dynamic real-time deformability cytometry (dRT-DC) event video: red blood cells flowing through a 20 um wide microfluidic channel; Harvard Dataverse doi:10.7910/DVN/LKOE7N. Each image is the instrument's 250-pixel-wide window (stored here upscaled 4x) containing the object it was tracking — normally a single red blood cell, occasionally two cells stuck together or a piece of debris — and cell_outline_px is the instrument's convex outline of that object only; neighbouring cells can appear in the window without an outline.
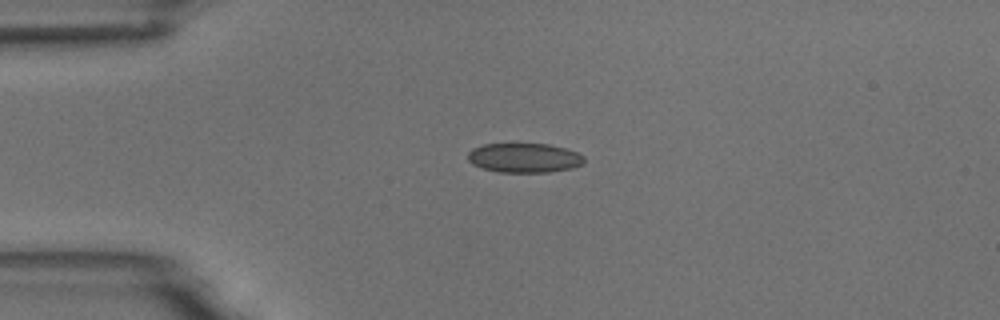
{"species": "common noctule bat (a hibernating species)", "species_latin": "Nyctalus noctula", "temperature_condition": "room temperature", "stored_images_in_passage": 2, "camera_frame_rate_fps": 3000, "um_per_image_px": 0.085, "animal": {"sex": "male", "body_mass_g": 18.8}, "frame": {"image": 1, "passage_image": 1, "time_ms": 0.0, "image_size_px": [1000, 320], "cell_outline_px": [[584, 164], [572, 168], [548, 172], [496, 172], [480, 168], [472, 164], [468, 160], [468, 152], [472, 148], [484, 144], [548, 144], [564, 148], [576, 152], [584, 156]], "centroid_in_image_um": [44.54, 13.42], "position_along_channel_um": 40.5, "area_um2": 20.06}}